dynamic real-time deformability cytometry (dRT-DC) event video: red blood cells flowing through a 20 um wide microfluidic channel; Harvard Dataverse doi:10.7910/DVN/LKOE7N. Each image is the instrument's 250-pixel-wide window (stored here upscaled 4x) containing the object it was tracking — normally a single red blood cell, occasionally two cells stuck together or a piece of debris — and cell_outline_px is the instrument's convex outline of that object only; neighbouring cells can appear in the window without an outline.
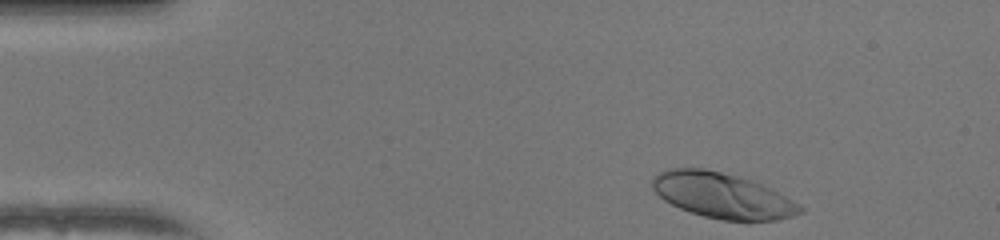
{"species": "human", "species_latin": "Homo sapiens", "temperature_condition": "warm", "stored_images_in_passage": 45, "camera_frame_rate_fps": 3000, "um_per_image_px": 0.085, "donor": {"sex": "female"}, "frame": {"image": 1, "passage_image": 1, "time_ms": 0.0, "image_size_px": [1000, 240], "cell_outline_px": [[804, 212], [792, 216], [776, 220], [720, 220], [704, 216], [680, 208], [664, 200], [652, 188], [652, 180], [660, 172], [668, 168], [704, 168], [736, 176], [772, 188], [800, 204], [804, 208]], "centroid_in_image_um": [61.42, 16.62], "position_along_channel_um": 23.6, "area_um2": 38.73}}
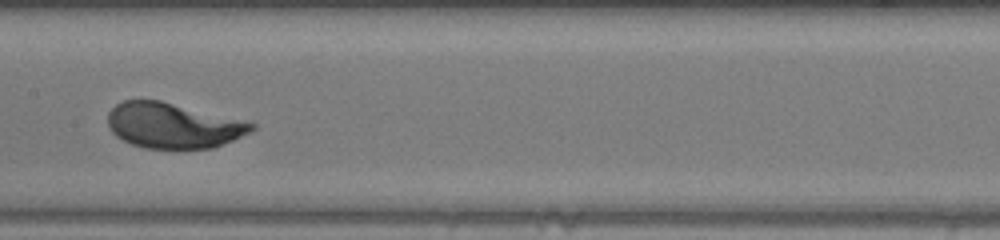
{"frame": {"image": 2, "passage_image": 20, "time_ms": 6.333, "image_size_px": [1000, 240], "cell_outline_px": [[256, 128], [252, 132], [212, 148], [144, 148], [132, 144], [116, 136], [112, 132], [108, 124], [108, 112], [116, 104], [124, 100], [160, 100], [256, 124]], "centroid_in_image_um": [14.69, 10.67], "position_along_channel_um": 192.7, "area_um2": 37.51}}
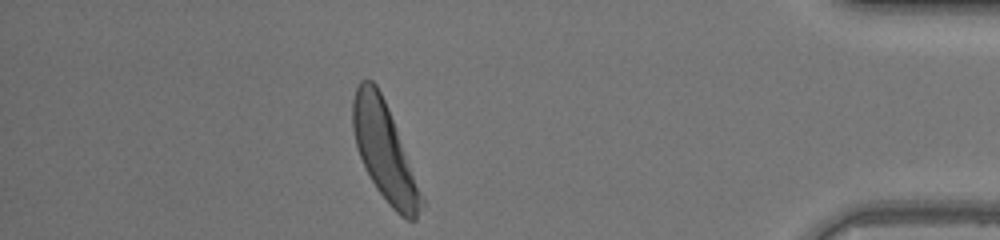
{"frame": {"image": 3, "passage_image": 39, "time_ms": 12.667, "image_size_px": [1000, 240], "cell_outline_px": [[424, 204], [416, 220], [408, 220], [400, 216], [392, 208], [376, 188], [360, 156], [356, 144], [352, 128], [352, 100], [356, 88], [360, 80], [372, 80], [376, 84], [384, 100], [396, 128], [424, 200]], "centroid_in_image_um": [32.67, 12.89], "position_along_channel_um": 402.5, "area_um2": 38.03}, "authors_computed_cell_mechanics": {"area_um2": 38.2058, "velocity_mm_per_s": 4.0182, "shape_relaxation_time_tau1_ms": 2.3176, "shape_relaxation_time_tau2_ms": null, "deformation_change_tau1": 0.1824, "deformation_change_tau2": null}}